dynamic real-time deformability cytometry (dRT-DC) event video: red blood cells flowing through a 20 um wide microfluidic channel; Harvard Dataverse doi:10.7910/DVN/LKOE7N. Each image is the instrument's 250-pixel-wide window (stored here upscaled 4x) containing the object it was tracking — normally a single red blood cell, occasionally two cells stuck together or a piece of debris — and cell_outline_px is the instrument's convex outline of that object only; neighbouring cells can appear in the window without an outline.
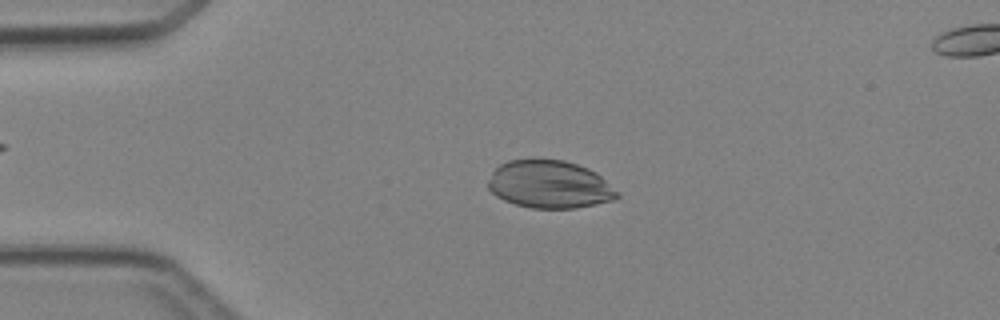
{"species": "Egyptian fruit bat (a non-hibernating species)", "species_latin": "Rousettus aegyptiacus", "temperature_condition": "cold", "stored_images_in_passage": 4, "camera_frame_rate_fps": 3000, "um_per_image_px": 0.085, "animal": {"sex": "female"}, "frame": {"image": 1, "passage_image": 2, "time_ms": 2.0, "image_size_px": [1000, 320], "cell_outline_px": [[620, 196], [612, 200], [596, 204], [576, 208], [532, 208], [516, 204], [504, 200], [496, 196], [488, 188], [488, 180], [492, 172], [500, 164], [508, 160], [564, 160], [588, 168], [596, 172], [620, 192]], "centroid_in_image_um": [46.73, 15.68], "position_along_channel_um": 38.3, "area_um2": 35.84}}
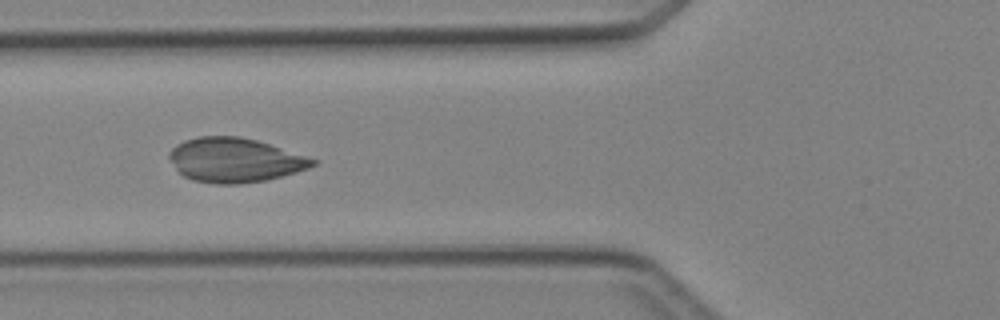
{"frame": {"image": 2, "passage_image": 4, "time_ms": 4.333, "image_size_px": [1000, 320], "cell_outline_px": [[316, 164], [308, 168], [296, 172], [264, 180], [240, 184], [216, 184], [192, 180], [184, 176], [176, 168], [168, 156], [168, 152], [176, 144], [184, 140], [200, 136], [240, 136], [256, 140], [316, 160]], "centroid_in_image_um": [19.9, 13.6], "position_along_channel_um": 105.9, "area_um2": 36.65}}